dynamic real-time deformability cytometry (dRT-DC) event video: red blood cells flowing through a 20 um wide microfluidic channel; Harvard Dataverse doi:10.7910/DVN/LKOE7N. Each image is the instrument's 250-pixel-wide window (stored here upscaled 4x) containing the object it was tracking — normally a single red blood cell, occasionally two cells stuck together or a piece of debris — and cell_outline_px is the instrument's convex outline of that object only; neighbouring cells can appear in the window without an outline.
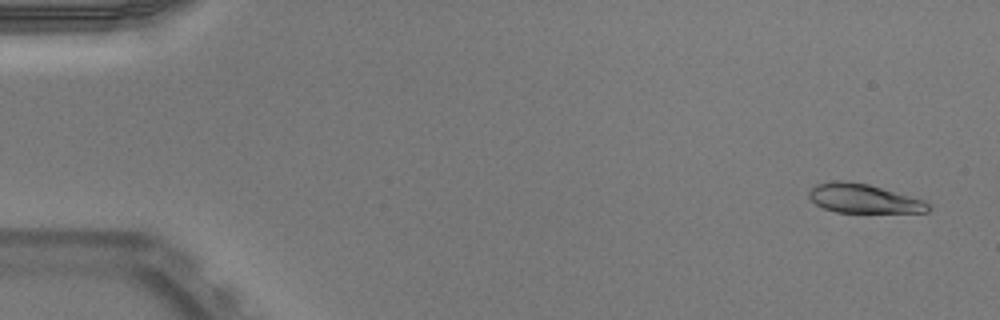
{"species": "Egyptian fruit bat (a non-hibernating species)", "species_latin": "Rousettus aegyptiacus", "temperature_condition": "warm", "stored_images_in_passage": 52, "camera_frame_rate_fps": 3000, "um_per_image_px": 0.085, "animal": {"sex": "male"}, "frame": {"image": 1, "passage_image": 3, "time_ms": 0.667, "image_size_px": [1000, 320], "cell_outline_px": [[932, 208], [928, 212], [836, 212], [824, 208], [816, 204], [808, 196], [808, 192], [816, 184], [836, 180], [840, 180], [868, 184], [924, 200]], "centroid_in_image_um": [73.4, 16.87], "position_along_channel_um": 11.6, "area_um2": 20.0}}
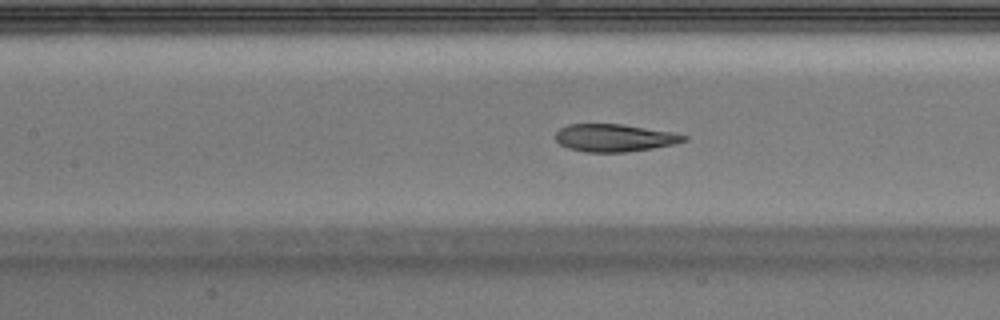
{"frame": {"image": 2, "passage_image": 24, "time_ms": 7.667, "image_size_px": [1000, 320], "cell_outline_px": [[688, 140], [676, 144], [652, 148], [624, 152], [584, 152], [568, 148], [560, 144], [556, 140], [556, 132], [560, 128], [568, 124], [624, 124], [676, 132], [688, 136]], "centroid_in_image_um": [52.28, 11.71], "position_along_channel_um": 155.1, "area_um2": 20.87}}
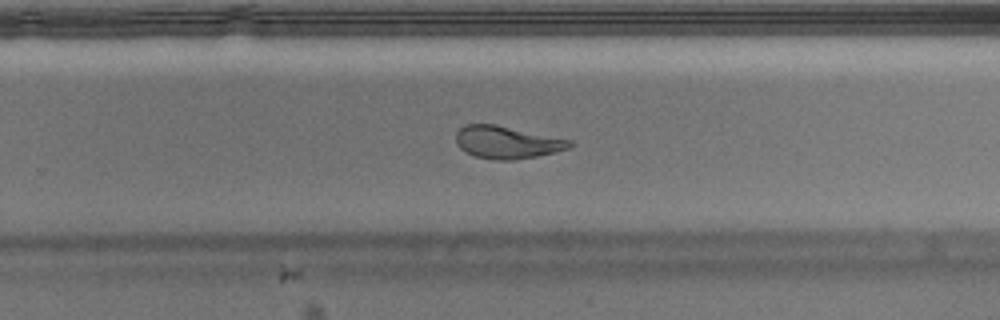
{"frame": {"image": 3, "passage_image": 34, "time_ms": 11.0, "image_size_px": [1000, 320], "cell_outline_px": [[572, 144], [568, 148], [536, 156], [512, 160], [492, 160], [476, 156], [460, 148], [456, 144], [456, 132], [464, 124], [496, 124], [572, 140]], "centroid_in_image_um": [43.06, 12.08], "position_along_channel_um": 286.7, "area_um2": 21.39}, "authors_computed_cell_mechanics": {"area_um2": 21.7039, "velocity_mm_per_s": 3.9574, "shape_relaxation_time_tau1_ms": null, "shape_relaxation_time_tau2_ms": 1.5336, "deformation_change_tau1": null, "deformation_change_tau2": 0.0683}}